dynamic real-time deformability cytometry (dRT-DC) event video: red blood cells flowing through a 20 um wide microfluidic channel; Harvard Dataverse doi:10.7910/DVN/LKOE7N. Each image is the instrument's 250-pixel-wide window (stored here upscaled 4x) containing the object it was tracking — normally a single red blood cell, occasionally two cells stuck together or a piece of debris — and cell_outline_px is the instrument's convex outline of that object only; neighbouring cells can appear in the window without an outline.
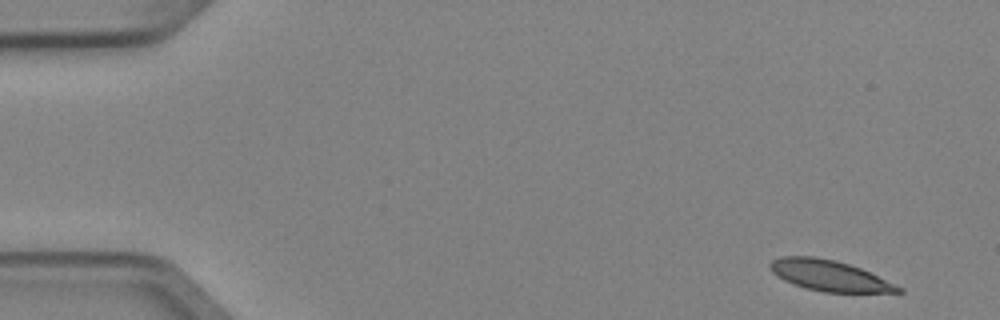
{"species": "Egyptian fruit bat (a non-hibernating species)", "species_latin": "Rousettus aegyptiacus", "temperature_condition": "cold", "stored_images_in_passage": 4, "camera_frame_rate_fps": 3000, "um_per_image_px": 0.085, "animal": {"sex": "female"}, "frame": {"image": 1, "passage_image": 1, "time_ms": 0.0, "image_size_px": [1000, 320], "cell_outline_px": [[904, 292], [824, 292], [808, 288], [784, 280], [772, 272], [768, 264], [772, 260], [780, 256], [816, 256], [836, 260], [860, 268], [904, 288]], "centroid_in_image_um": [70.49, 23.41], "position_along_channel_um": 14.5, "area_um2": 22.72}}
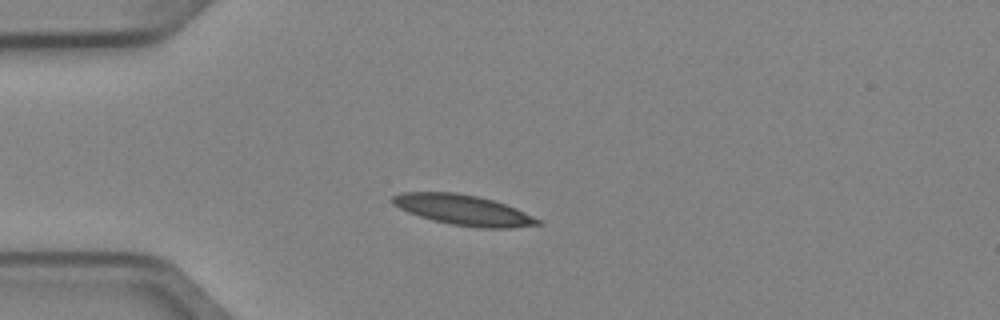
{"frame": {"image": 2, "passage_image": 4, "time_ms": 1.0, "image_size_px": [1000, 320], "cell_outline_px": [[540, 224], [512, 228], [480, 228], [452, 224], [432, 220], [408, 212], [392, 204], [392, 196], [400, 192], [456, 192], [476, 196], [492, 200], [516, 208], [540, 220]], "centroid_in_image_um": [39.35, 17.84], "position_along_channel_um": 45.7, "area_um2": 25.43}}